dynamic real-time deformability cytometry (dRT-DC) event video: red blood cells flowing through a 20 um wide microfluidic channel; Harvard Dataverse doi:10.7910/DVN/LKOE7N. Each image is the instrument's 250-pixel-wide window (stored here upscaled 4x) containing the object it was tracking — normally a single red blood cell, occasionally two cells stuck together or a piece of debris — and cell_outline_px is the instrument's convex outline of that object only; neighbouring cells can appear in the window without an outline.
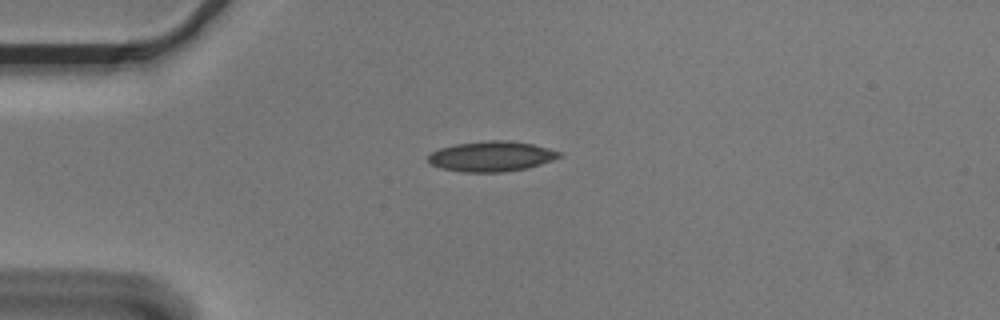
{"species": "Egyptian fruit bat (a non-hibernating species)", "species_latin": "Rousettus aegyptiacus", "temperature_condition": "cold", "stored_images_in_passage": 42, "camera_frame_rate_fps": 3000, "um_per_image_px": 0.085, "animal": {"sex": "male"}, "frame": {"image": 1, "passage_image": 1, "time_ms": 0.0, "image_size_px": [1000, 320], "cell_outline_px": [[564, 156], [528, 168], [504, 172], [464, 172], [440, 168], [428, 164], [428, 156], [432, 152], [440, 148], [456, 144], [488, 140], [508, 140], [532, 144], [564, 152]], "centroid_in_image_um": [41.79, 13.29], "position_along_channel_um": 43.2, "area_um2": 23.29}}
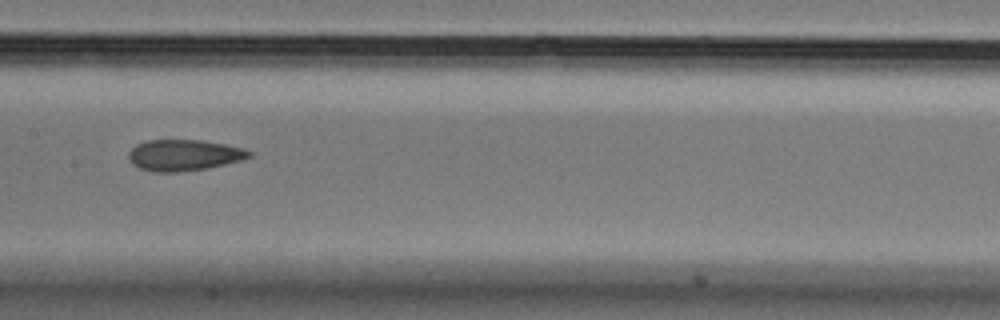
{"frame": {"image": 2, "passage_image": 15, "time_ms": 4.667, "image_size_px": [1000, 320], "cell_outline_px": [[252, 156], [240, 160], [208, 168], [180, 172], [152, 172], [140, 168], [132, 164], [128, 160], [128, 152], [136, 144], [148, 140], [200, 140], [224, 144], [244, 148], [252, 152]], "centroid_in_image_um": [15.6, 13.19], "position_along_channel_um": 191.8, "area_um2": 21.96}}
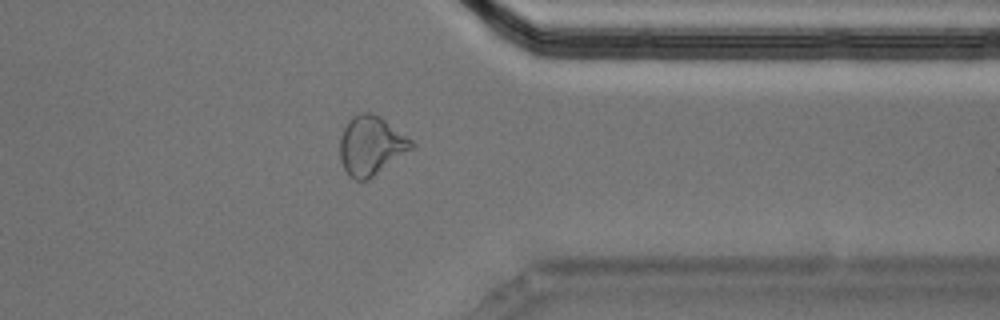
{"frame": {"image": 3, "passage_image": 31, "time_ms": 10.0, "image_size_px": [1000, 320], "cell_outline_px": [[416, 148], [368, 180], [356, 180], [344, 168], [340, 160], [340, 136], [348, 120], [352, 116], [360, 112], [372, 112], [380, 116], [412, 140], [416, 144]], "centroid_in_image_um": [31.58, 12.36], "position_along_channel_um": 379.8, "area_um2": 24.91}, "authors_computed_cell_mechanics": {"area_um2": 22.542, "velocity_mm_per_s": 3.6362, "shape_relaxation_time_tau1_ms": 8.3022, "shape_relaxation_time_tau2_ms": 4.4886, "deformation_change_tau1": 0.1659, "deformation_change_tau2": 0.1165}}